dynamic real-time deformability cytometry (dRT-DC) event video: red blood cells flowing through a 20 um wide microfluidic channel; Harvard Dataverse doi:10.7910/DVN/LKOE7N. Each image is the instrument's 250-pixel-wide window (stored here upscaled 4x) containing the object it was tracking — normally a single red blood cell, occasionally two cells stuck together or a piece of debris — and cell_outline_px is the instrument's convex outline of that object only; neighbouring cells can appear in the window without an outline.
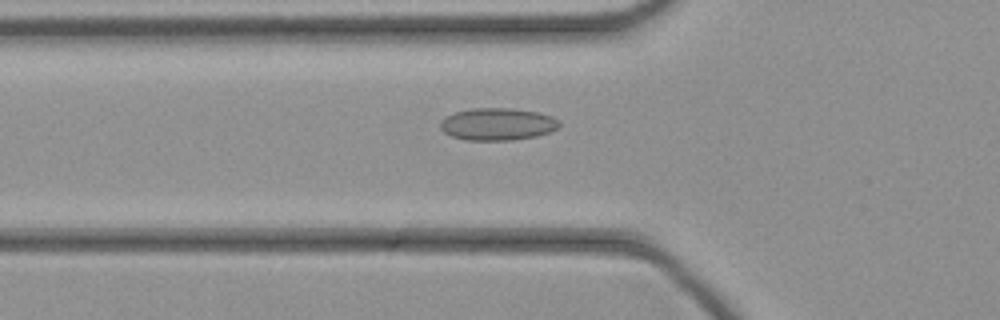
{"species": "common noctule bat (a hibernating species)", "species_latin": "Nyctalus noctula", "temperature_condition": "cold", "stored_images_in_passage": 46, "camera_frame_rate_fps": 3000, "um_per_image_px": 0.085, "animal": {"sex": "female", "body_mass_g": 21.9}, "frame": {"image": 1, "passage_image": 16, "time_ms": 5.0, "image_size_px": [1000, 320], "cell_outline_px": [[560, 124], [552, 132], [536, 136], [512, 140], [464, 140], [452, 136], [444, 132], [440, 128], [440, 120], [444, 116], [452, 112], [472, 108], [508, 108], [536, 112], [552, 116], [560, 120]], "centroid_in_image_um": [42.26, 10.55], "position_along_channel_um": 83.5, "area_um2": 22.6}}
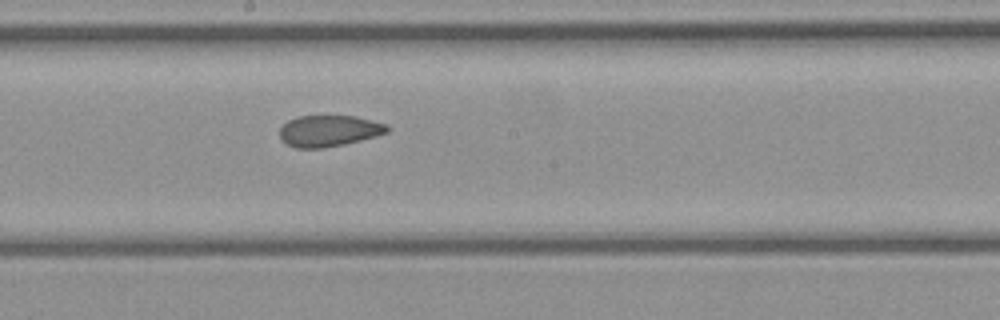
{"frame": {"image": 2, "passage_image": 25, "time_ms": 8.0, "image_size_px": [1000, 320], "cell_outline_px": [[388, 132], [376, 136], [344, 144], [320, 148], [296, 148], [280, 140], [280, 128], [288, 120], [296, 116], [356, 116], [388, 124]], "centroid_in_image_um": [27.95, 11.11], "position_along_channel_um": 220.3, "area_um2": 19.59}}
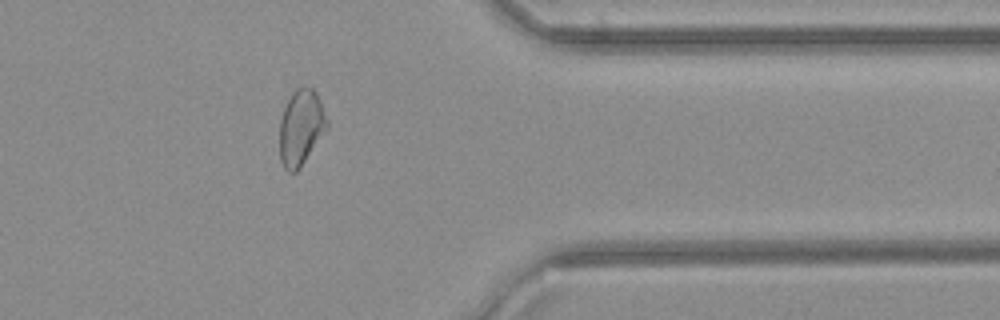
{"frame": {"image": 3, "passage_image": 37, "time_ms": 12.0, "image_size_px": [1000, 320], "cell_outline_px": [[328, 128], [300, 168], [296, 172], [288, 172], [284, 168], [280, 160], [280, 120], [284, 108], [292, 92], [296, 88], [304, 84], [312, 88], [316, 92], [320, 100], [328, 120]], "centroid_in_image_um": [25.59, 10.82], "position_along_channel_um": 385.8, "area_um2": 21.1}}